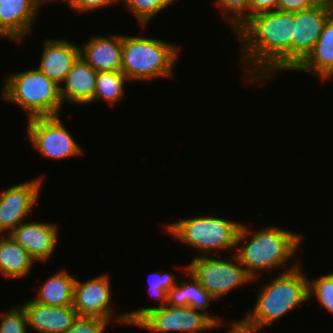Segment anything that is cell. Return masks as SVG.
Listing matches in <instances>:
<instances>
[{
    "mask_svg": "<svg viewBox=\"0 0 333 333\" xmlns=\"http://www.w3.org/2000/svg\"><path fill=\"white\" fill-rule=\"evenodd\" d=\"M227 333H257L252 327L246 325L241 319L229 323Z\"/></svg>",
    "mask_w": 333,
    "mask_h": 333,
    "instance_id": "obj_33",
    "label": "cell"
},
{
    "mask_svg": "<svg viewBox=\"0 0 333 333\" xmlns=\"http://www.w3.org/2000/svg\"><path fill=\"white\" fill-rule=\"evenodd\" d=\"M241 225L222 217L199 215L167 223L164 229L177 242L202 252L198 256H221L223 251L236 250Z\"/></svg>",
    "mask_w": 333,
    "mask_h": 333,
    "instance_id": "obj_6",
    "label": "cell"
},
{
    "mask_svg": "<svg viewBox=\"0 0 333 333\" xmlns=\"http://www.w3.org/2000/svg\"><path fill=\"white\" fill-rule=\"evenodd\" d=\"M232 251L230 261L218 256H197L190 260L187 271L215 300L244 284L254 283L239 259Z\"/></svg>",
    "mask_w": 333,
    "mask_h": 333,
    "instance_id": "obj_7",
    "label": "cell"
},
{
    "mask_svg": "<svg viewBox=\"0 0 333 333\" xmlns=\"http://www.w3.org/2000/svg\"><path fill=\"white\" fill-rule=\"evenodd\" d=\"M130 81L121 71H100L97 74L94 99L88 104L105 101L107 105L114 106L117 101L125 98V84Z\"/></svg>",
    "mask_w": 333,
    "mask_h": 333,
    "instance_id": "obj_24",
    "label": "cell"
},
{
    "mask_svg": "<svg viewBox=\"0 0 333 333\" xmlns=\"http://www.w3.org/2000/svg\"><path fill=\"white\" fill-rule=\"evenodd\" d=\"M175 0H158L159 5L163 9H167L170 4H173Z\"/></svg>",
    "mask_w": 333,
    "mask_h": 333,
    "instance_id": "obj_35",
    "label": "cell"
},
{
    "mask_svg": "<svg viewBox=\"0 0 333 333\" xmlns=\"http://www.w3.org/2000/svg\"><path fill=\"white\" fill-rule=\"evenodd\" d=\"M37 262L10 235H0V277H28Z\"/></svg>",
    "mask_w": 333,
    "mask_h": 333,
    "instance_id": "obj_21",
    "label": "cell"
},
{
    "mask_svg": "<svg viewBox=\"0 0 333 333\" xmlns=\"http://www.w3.org/2000/svg\"><path fill=\"white\" fill-rule=\"evenodd\" d=\"M214 3L233 32L249 18V0H215Z\"/></svg>",
    "mask_w": 333,
    "mask_h": 333,
    "instance_id": "obj_25",
    "label": "cell"
},
{
    "mask_svg": "<svg viewBox=\"0 0 333 333\" xmlns=\"http://www.w3.org/2000/svg\"><path fill=\"white\" fill-rule=\"evenodd\" d=\"M332 15L333 6L330 0H323L313 8L294 12L292 71L312 52L324 24Z\"/></svg>",
    "mask_w": 333,
    "mask_h": 333,
    "instance_id": "obj_12",
    "label": "cell"
},
{
    "mask_svg": "<svg viewBox=\"0 0 333 333\" xmlns=\"http://www.w3.org/2000/svg\"><path fill=\"white\" fill-rule=\"evenodd\" d=\"M40 8L33 0H3L0 5V39L23 43L30 35Z\"/></svg>",
    "mask_w": 333,
    "mask_h": 333,
    "instance_id": "obj_14",
    "label": "cell"
},
{
    "mask_svg": "<svg viewBox=\"0 0 333 333\" xmlns=\"http://www.w3.org/2000/svg\"><path fill=\"white\" fill-rule=\"evenodd\" d=\"M119 3L118 0H66L65 4L72 8L77 13H89L90 11H96L104 7H111L114 4ZM113 4V5H112Z\"/></svg>",
    "mask_w": 333,
    "mask_h": 333,
    "instance_id": "obj_30",
    "label": "cell"
},
{
    "mask_svg": "<svg viewBox=\"0 0 333 333\" xmlns=\"http://www.w3.org/2000/svg\"><path fill=\"white\" fill-rule=\"evenodd\" d=\"M0 96L3 101L21 107L28 119L59 116L63 106L60 85L38 68L5 75Z\"/></svg>",
    "mask_w": 333,
    "mask_h": 333,
    "instance_id": "obj_5",
    "label": "cell"
},
{
    "mask_svg": "<svg viewBox=\"0 0 333 333\" xmlns=\"http://www.w3.org/2000/svg\"><path fill=\"white\" fill-rule=\"evenodd\" d=\"M148 292L151 295V298H154L159 303L158 306H148L142 307L135 310L126 311L127 322L129 326H134L148 311L163 307L167 303V292L178 282L176 274L168 272H153L149 274ZM176 278V279H175Z\"/></svg>",
    "mask_w": 333,
    "mask_h": 333,
    "instance_id": "obj_23",
    "label": "cell"
},
{
    "mask_svg": "<svg viewBox=\"0 0 333 333\" xmlns=\"http://www.w3.org/2000/svg\"><path fill=\"white\" fill-rule=\"evenodd\" d=\"M131 12L137 23L143 29L147 28L150 21L154 19L162 10L158 0H118Z\"/></svg>",
    "mask_w": 333,
    "mask_h": 333,
    "instance_id": "obj_27",
    "label": "cell"
},
{
    "mask_svg": "<svg viewBox=\"0 0 333 333\" xmlns=\"http://www.w3.org/2000/svg\"><path fill=\"white\" fill-rule=\"evenodd\" d=\"M38 69L48 78L62 85L73 64L80 56V45L70 40L46 38Z\"/></svg>",
    "mask_w": 333,
    "mask_h": 333,
    "instance_id": "obj_15",
    "label": "cell"
},
{
    "mask_svg": "<svg viewBox=\"0 0 333 333\" xmlns=\"http://www.w3.org/2000/svg\"><path fill=\"white\" fill-rule=\"evenodd\" d=\"M33 1L38 5L39 8H41V6L43 7V5L45 3L51 4V2H54V1L58 2V0H33ZM62 1L65 2L66 0H62Z\"/></svg>",
    "mask_w": 333,
    "mask_h": 333,
    "instance_id": "obj_34",
    "label": "cell"
},
{
    "mask_svg": "<svg viewBox=\"0 0 333 333\" xmlns=\"http://www.w3.org/2000/svg\"><path fill=\"white\" fill-rule=\"evenodd\" d=\"M180 49L161 38L122 35L121 72L132 82L174 77Z\"/></svg>",
    "mask_w": 333,
    "mask_h": 333,
    "instance_id": "obj_4",
    "label": "cell"
},
{
    "mask_svg": "<svg viewBox=\"0 0 333 333\" xmlns=\"http://www.w3.org/2000/svg\"><path fill=\"white\" fill-rule=\"evenodd\" d=\"M294 12L269 11L249 17L235 32L244 79L258 85L292 70Z\"/></svg>",
    "mask_w": 333,
    "mask_h": 333,
    "instance_id": "obj_1",
    "label": "cell"
},
{
    "mask_svg": "<svg viewBox=\"0 0 333 333\" xmlns=\"http://www.w3.org/2000/svg\"><path fill=\"white\" fill-rule=\"evenodd\" d=\"M294 71L315 75L323 82L333 76V15L324 24L312 52Z\"/></svg>",
    "mask_w": 333,
    "mask_h": 333,
    "instance_id": "obj_20",
    "label": "cell"
},
{
    "mask_svg": "<svg viewBox=\"0 0 333 333\" xmlns=\"http://www.w3.org/2000/svg\"><path fill=\"white\" fill-rule=\"evenodd\" d=\"M58 225L44 222H23L9 235L37 262H47L59 243Z\"/></svg>",
    "mask_w": 333,
    "mask_h": 333,
    "instance_id": "obj_13",
    "label": "cell"
},
{
    "mask_svg": "<svg viewBox=\"0 0 333 333\" xmlns=\"http://www.w3.org/2000/svg\"><path fill=\"white\" fill-rule=\"evenodd\" d=\"M279 0H249V17L261 13L277 10Z\"/></svg>",
    "mask_w": 333,
    "mask_h": 333,
    "instance_id": "obj_32",
    "label": "cell"
},
{
    "mask_svg": "<svg viewBox=\"0 0 333 333\" xmlns=\"http://www.w3.org/2000/svg\"><path fill=\"white\" fill-rule=\"evenodd\" d=\"M80 48V57L97 72L121 71L122 35L91 36Z\"/></svg>",
    "mask_w": 333,
    "mask_h": 333,
    "instance_id": "obj_17",
    "label": "cell"
},
{
    "mask_svg": "<svg viewBox=\"0 0 333 333\" xmlns=\"http://www.w3.org/2000/svg\"><path fill=\"white\" fill-rule=\"evenodd\" d=\"M43 179L37 177L0 191V235H9L29 214L32 215L41 197Z\"/></svg>",
    "mask_w": 333,
    "mask_h": 333,
    "instance_id": "obj_11",
    "label": "cell"
},
{
    "mask_svg": "<svg viewBox=\"0 0 333 333\" xmlns=\"http://www.w3.org/2000/svg\"><path fill=\"white\" fill-rule=\"evenodd\" d=\"M73 277L66 269L58 270L38 287L32 299L46 306H70L73 303Z\"/></svg>",
    "mask_w": 333,
    "mask_h": 333,
    "instance_id": "obj_22",
    "label": "cell"
},
{
    "mask_svg": "<svg viewBox=\"0 0 333 333\" xmlns=\"http://www.w3.org/2000/svg\"><path fill=\"white\" fill-rule=\"evenodd\" d=\"M221 324H215L206 314L186 307L165 305L148 311L134 326L152 333H205Z\"/></svg>",
    "mask_w": 333,
    "mask_h": 333,
    "instance_id": "obj_9",
    "label": "cell"
},
{
    "mask_svg": "<svg viewBox=\"0 0 333 333\" xmlns=\"http://www.w3.org/2000/svg\"><path fill=\"white\" fill-rule=\"evenodd\" d=\"M323 0H279L278 11L297 12L313 8Z\"/></svg>",
    "mask_w": 333,
    "mask_h": 333,
    "instance_id": "obj_31",
    "label": "cell"
},
{
    "mask_svg": "<svg viewBox=\"0 0 333 333\" xmlns=\"http://www.w3.org/2000/svg\"><path fill=\"white\" fill-rule=\"evenodd\" d=\"M110 275L101 274L86 281L75 279L72 306L78 316L98 317L111 323L129 325L126 313L116 314L112 308V291ZM116 314V315H115Z\"/></svg>",
    "mask_w": 333,
    "mask_h": 333,
    "instance_id": "obj_10",
    "label": "cell"
},
{
    "mask_svg": "<svg viewBox=\"0 0 333 333\" xmlns=\"http://www.w3.org/2000/svg\"><path fill=\"white\" fill-rule=\"evenodd\" d=\"M109 321L98 317L78 316L65 333H104Z\"/></svg>",
    "mask_w": 333,
    "mask_h": 333,
    "instance_id": "obj_29",
    "label": "cell"
},
{
    "mask_svg": "<svg viewBox=\"0 0 333 333\" xmlns=\"http://www.w3.org/2000/svg\"><path fill=\"white\" fill-rule=\"evenodd\" d=\"M60 116L28 119L26 132L29 141L42 157L53 160L79 157L84 151L62 123Z\"/></svg>",
    "mask_w": 333,
    "mask_h": 333,
    "instance_id": "obj_8",
    "label": "cell"
},
{
    "mask_svg": "<svg viewBox=\"0 0 333 333\" xmlns=\"http://www.w3.org/2000/svg\"><path fill=\"white\" fill-rule=\"evenodd\" d=\"M300 264L293 270L281 272L270 282L259 284L252 310L240 318L257 333L281 320L303 303L309 302L307 271ZM306 273V274H305Z\"/></svg>",
    "mask_w": 333,
    "mask_h": 333,
    "instance_id": "obj_3",
    "label": "cell"
},
{
    "mask_svg": "<svg viewBox=\"0 0 333 333\" xmlns=\"http://www.w3.org/2000/svg\"><path fill=\"white\" fill-rule=\"evenodd\" d=\"M308 296L309 300L316 298L333 315V272L314 279L308 277Z\"/></svg>",
    "mask_w": 333,
    "mask_h": 333,
    "instance_id": "obj_26",
    "label": "cell"
},
{
    "mask_svg": "<svg viewBox=\"0 0 333 333\" xmlns=\"http://www.w3.org/2000/svg\"><path fill=\"white\" fill-rule=\"evenodd\" d=\"M0 313V333H28L26 312L16 305Z\"/></svg>",
    "mask_w": 333,
    "mask_h": 333,
    "instance_id": "obj_28",
    "label": "cell"
},
{
    "mask_svg": "<svg viewBox=\"0 0 333 333\" xmlns=\"http://www.w3.org/2000/svg\"><path fill=\"white\" fill-rule=\"evenodd\" d=\"M179 269H183L185 274L187 273L189 275V278L186 281L185 279L181 281L178 280V283L167 292L166 305L172 307L189 306L196 311L206 314L216 325L223 323V319L216 315H211L207 311V309L210 308L211 301H215L214 297L187 271V265H180Z\"/></svg>",
    "mask_w": 333,
    "mask_h": 333,
    "instance_id": "obj_19",
    "label": "cell"
},
{
    "mask_svg": "<svg viewBox=\"0 0 333 333\" xmlns=\"http://www.w3.org/2000/svg\"><path fill=\"white\" fill-rule=\"evenodd\" d=\"M26 312L28 328L38 333H65L78 314L70 306H46L33 299L20 304Z\"/></svg>",
    "mask_w": 333,
    "mask_h": 333,
    "instance_id": "obj_16",
    "label": "cell"
},
{
    "mask_svg": "<svg viewBox=\"0 0 333 333\" xmlns=\"http://www.w3.org/2000/svg\"><path fill=\"white\" fill-rule=\"evenodd\" d=\"M98 72L82 57H78L67 74L63 85H60V95L64 103L85 106L93 99L96 89Z\"/></svg>",
    "mask_w": 333,
    "mask_h": 333,
    "instance_id": "obj_18",
    "label": "cell"
},
{
    "mask_svg": "<svg viewBox=\"0 0 333 333\" xmlns=\"http://www.w3.org/2000/svg\"><path fill=\"white\" fill-rule=\"evenodd\" d=\"M248 225H241L234 254L254 281L264 271L271 274L278 269V273L284 267V272H287L301 264V261L291 260L296 258L295 254L301 248L303 233L301 235L277 225L252 231Z\"/></svg>",
    "mask_w": 333,
    "mask_h": 333,
    "instance_id": "obj_2",
    "label": "cell"
}]
</instances>
